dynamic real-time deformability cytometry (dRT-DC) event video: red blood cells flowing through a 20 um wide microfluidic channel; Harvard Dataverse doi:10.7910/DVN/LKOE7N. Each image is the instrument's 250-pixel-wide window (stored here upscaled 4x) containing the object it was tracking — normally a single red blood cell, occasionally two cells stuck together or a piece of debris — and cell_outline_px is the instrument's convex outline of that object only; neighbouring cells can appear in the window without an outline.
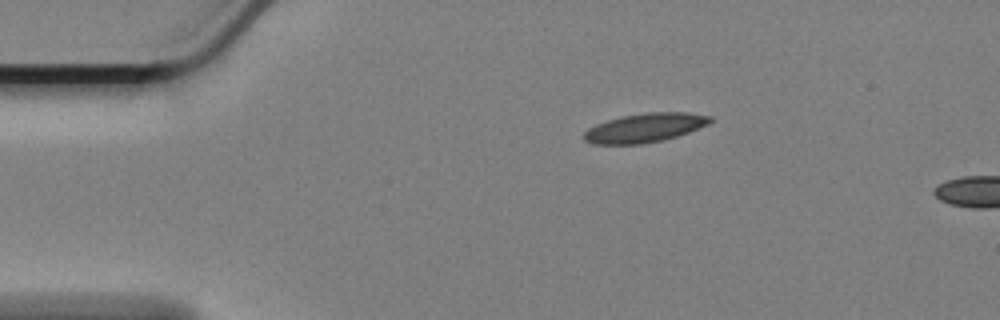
{"species": "Egyptian fruit bat (a non-hibernating species)", "species_latin": "Rousettus aegyptiacus", "temperature_condition": "cold", "stored_images_in_passage": 4, "camera_frame_rate_fps": 3000, "um_per_image_px": 0.085, "animal": {"sex": "female"}, "frame": {"image": 1, "passage_image": 1, "time_ms": 0.0, "image_size_px": [1000, 320], "cell_outline_px": [[712, 120], [708, 124], [688, 132], [676, 136], [660, 140], [640, 144], [592, 144], [584, 140], [584, 132], [588, 128], [596, 124], [608, 120], [624, 116], [648, 112], [688, 112], [712, 116]], "centroid_in_image_um": [54.8, 10.86], "position_along_channel_um": 30.2, "area_um2": 21.1}}